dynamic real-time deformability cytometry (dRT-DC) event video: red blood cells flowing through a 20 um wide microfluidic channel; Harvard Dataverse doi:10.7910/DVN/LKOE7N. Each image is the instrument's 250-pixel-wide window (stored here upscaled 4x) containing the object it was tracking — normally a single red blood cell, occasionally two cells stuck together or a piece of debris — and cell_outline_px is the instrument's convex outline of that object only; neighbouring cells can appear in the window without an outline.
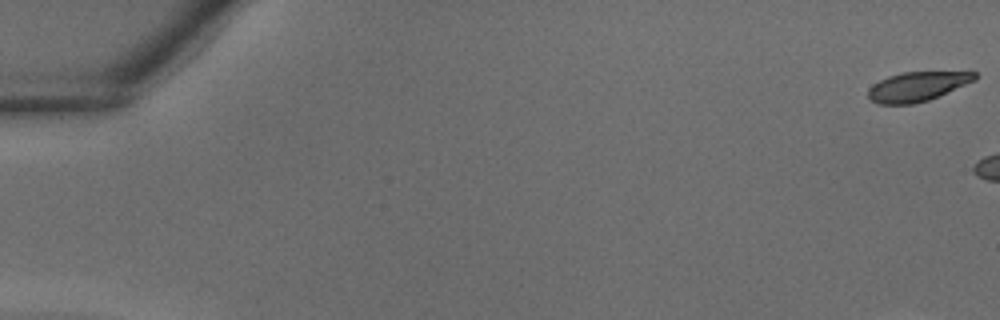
{"species": "common noctule bat (a hibernating species)", "species_latin": "Nyctalus noctula", "temperature_condition": "warm", "stored_images_in_passage": 5, "camera_frame_rate_fps": 3000, "um_per_image_px": 0.085, "animal": {"sex": "male", "body_mass_g": 18.8}, "frame": {"image": 1, "passage_image": 1, "time_ms": 0.0, "image_size_px": [1000, 320], "cell_outline_px": [[976, 80], [928, 100], [912, 104], [880, 104], [872, 100], [868, 96], [868, 88], [872, 84], [888, 76], [904, 72], [976, 72]], "centroid_in_image_um": [77.94, 7.35], "position_along_channel_um": 7.1, "area_um2": 18.03}}